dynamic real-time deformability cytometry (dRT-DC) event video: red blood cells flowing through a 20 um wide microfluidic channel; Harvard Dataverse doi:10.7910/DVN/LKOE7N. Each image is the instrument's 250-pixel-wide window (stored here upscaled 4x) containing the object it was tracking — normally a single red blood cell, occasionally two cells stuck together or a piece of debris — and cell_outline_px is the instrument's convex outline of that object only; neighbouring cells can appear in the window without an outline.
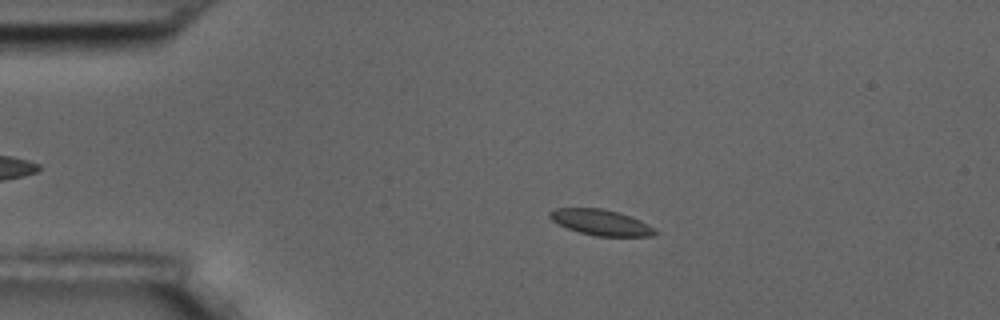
{"species": "common noctule bat (a hibernating species)", "species_latin": "Nyctalus noctula", "temperature_condition": "room temperature", "stored_images_in_passage": 9, "camera_frame_rate_fps": 3000, "um_per_image_px": 0.085, "animal": {"sex": "male", "body_mass_g": 17.5, "forearm_length_mm": 52.3}, "frame": {"image": 1, "passage_image": 3, "time_ms": 2.333, "image_size_px": [1000, 320], "cell_outline_px": [[656, 232], [652, 236], [596, 236], [580, 232], [568, 228], [552, 220], [548, 216], [548, 212], [556, 208], [600, 208], [632, 216], [648, 224]], "centroid_in_image_um": [51.05, 18.89], "position_along_channel_um": 33.9, "area_um2": 15.55}}
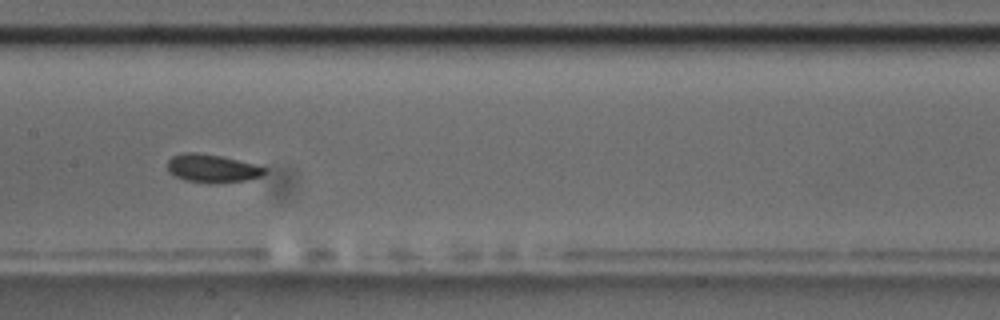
{"frame": {"image": 2, "passage_image": 8, "time_ms": 8.0, "image_size_px": [1000, 320], "cell_outline_px": [[268, 172], [260, 176], [248, 180], [212, 184], [184, 180], [168, 172], [168, 160], [172, 156], [184, 152], [196, 152], [220, 156], [256, 164], [268, 168]], "centroid_in_image_um": [18.06, 14.32], "position_along_channel_um": 189.3, "area_um2": 16.18}}
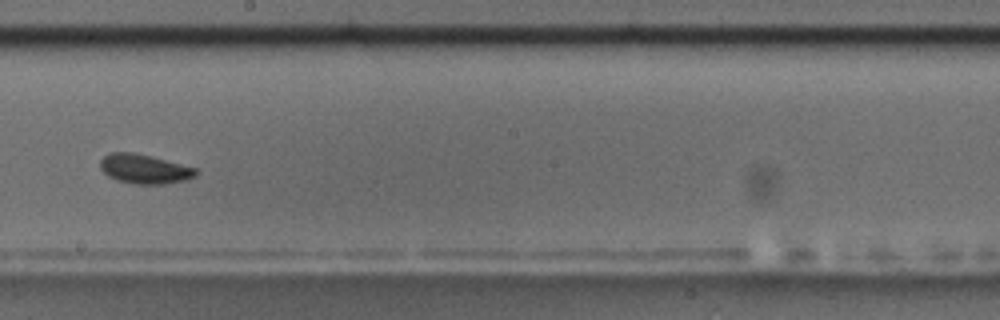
{"frame": {"image": 3, "passage_image": 9, "time_ms": 9.333, "image_size_px": [1000, 320], "cell_outline_px": [[196, 176], [188, 180], [164, 184], [132, 184], [108, 176], [100, 168], [100, 160], [108, 152], [132, 152], [196, 168]], "centroid_in_image_um": [12.26, 14.37], "position_along_channel_um": 235.9, "area_um2": 16.18}}